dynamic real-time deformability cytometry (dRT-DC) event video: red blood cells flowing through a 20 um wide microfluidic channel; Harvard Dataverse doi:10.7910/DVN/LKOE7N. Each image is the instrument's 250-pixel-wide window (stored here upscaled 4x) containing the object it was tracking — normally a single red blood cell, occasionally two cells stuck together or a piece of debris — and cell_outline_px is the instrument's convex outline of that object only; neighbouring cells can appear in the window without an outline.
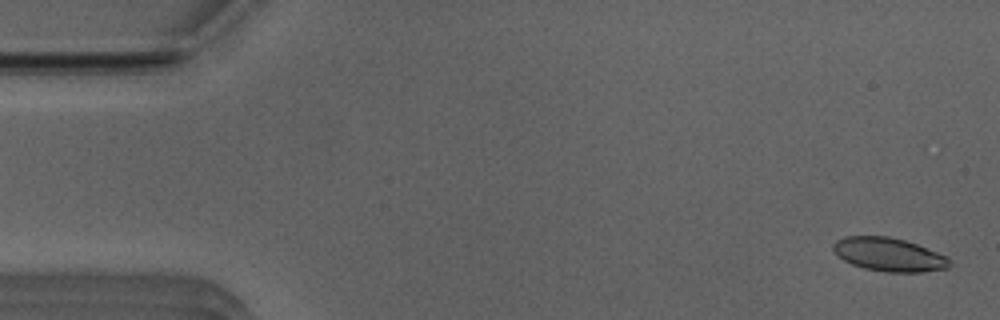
{"species": "Egyptian fruit bat (a non-hibernating species)", "species_latin": "Rousettus aegyptiacus", "temperature_condition": "room temperature", "stored_images_in_passage": 26, "camera_frame_rate_fps": 3000, "um_per_image_px": 0.085, "animal": {"sex": "male"}, "frame": {"image": 1, "passage_image": 2, "time_ms": 0.333, "image_size_px": [1000, 320], "cell_outline_px": [[948, 268], [920, 272], [888, 272], [864, 268], [852, 264], [844, 260], [832, 248], [832, 244], [836, 240], [844, 236], [888, 236], [904, 240], [916, 244], [948, 256]], "centroid_in_image_um": [75.54, 21.62], "position_along_channel_um": 9.5, "area_um2": 22.48}}
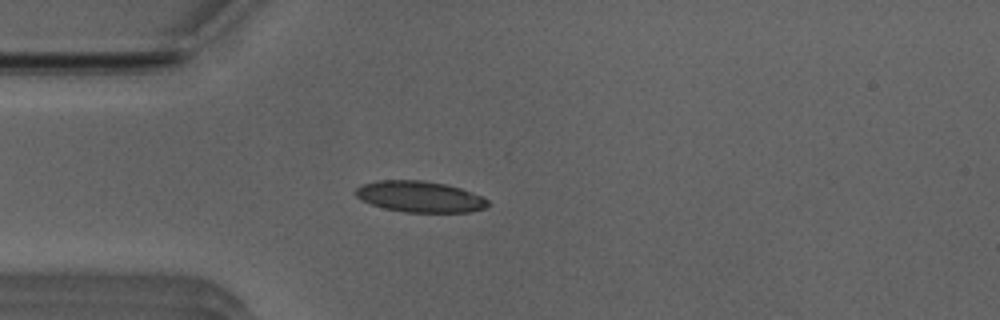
{"frame": {"image": 2, "passage_image": 14, "time_ms": 4.333, "image_size_px": [1000, 320], "cell_outline_px": [[492, 204], [484, 208], [472, 212], [404, 212], [384, 208], [360, 200], [352, 192], [360, 184], [376, 180], [424, 180], [444, 184], [460, 188], [480, 196], [488, 200]], "centroid_in_image_um": [35.64, 16.71], "position_along_channel_um": 49.4, "area_um2": 24.16}}
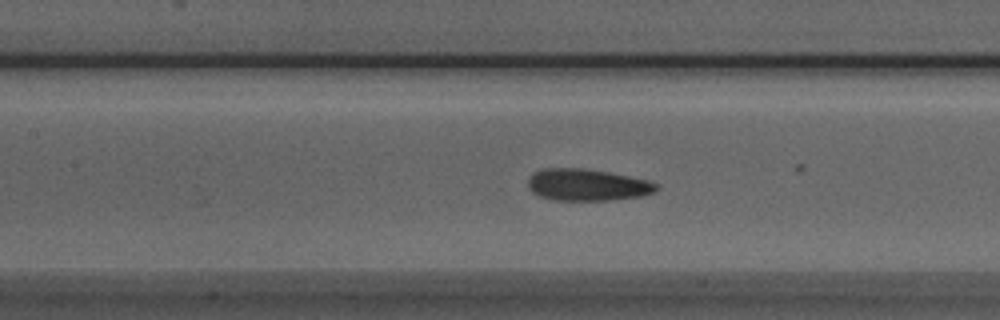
{"frame": {"image": 3, "passage_image": 23, "time_ms": 7.333, "image_size_px": [1000, 320], "cell_outline_px": [[660, 188], [652, 192], [640, 196], [608, 200], [552, 200], [540, 196], [532, 192], [528, 188], [528, 176], [544, 168], [584, 168], [608, 172], [648, 180], [656, 184]], "centroid_in_image_um": [49.87, 15.71], "position_along_channel_um": 157.5, "area_um2": 23.7}}